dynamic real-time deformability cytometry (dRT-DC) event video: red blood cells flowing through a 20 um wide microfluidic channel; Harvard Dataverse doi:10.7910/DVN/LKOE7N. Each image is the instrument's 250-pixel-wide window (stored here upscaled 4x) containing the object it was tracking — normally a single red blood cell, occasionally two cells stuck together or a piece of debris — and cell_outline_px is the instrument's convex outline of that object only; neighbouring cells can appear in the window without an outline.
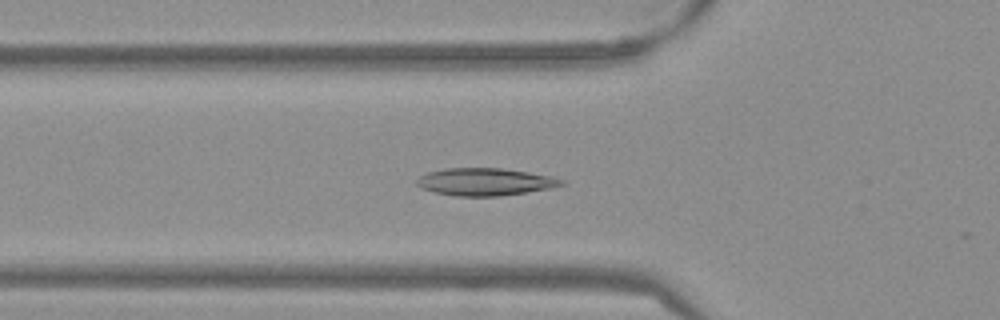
{"species": "Egyptian fruit bat (a non-hibernating species)", "species_latin": "Rousettus aegyptiacus", "temperature_condition": "warm", "stored_images_in_passage": 54, "camera_frame_rate_fps": 3000, "um_per_image_px": 0.085, "frame": {"image": 1, "passage_image": 19, "time_ms": 6.0, "image_size_px": [1000, 320], "cell_outline_px": [[564, 184], [552, 188], [500, 196], [456, 196], [436, 192], [420, 188], [416, 184], [416, 180], [420, 176], [428, 172], [444, 168], [500, 168], [528, 172], [552, 176], [564, 180]], "centroid_in_image_um": [41.23, 15.45], "position_along_channel_um": 84.6, "area_um2": 23.12}}
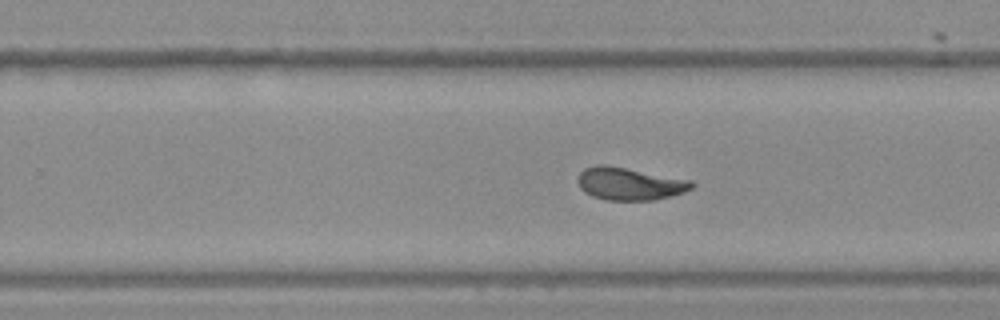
{"frame": {"image": 2, "passage_image": 34, "time_ms": 11.0, "image_size_px": [1000, 320], "cell_outline_px": [[696, 184], [692, 188], [684, 192], [652, 200], [604, 200], [592, 196], [584, 192], [580, 188], [576, 180], [576, 176], [584, 168], [596, 164], [604, 164], [692, 180]], "centroid_in_image_um": [53.46, 15.61], "position_along_channel_um": 276.3, "area_um2": 21.79}}
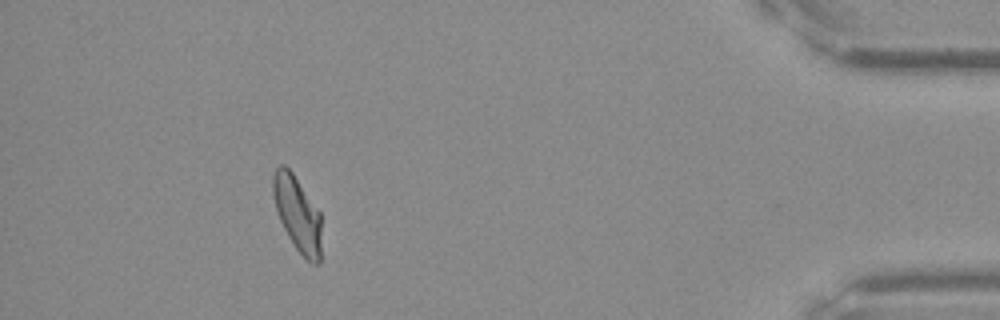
{"frame": {"image": 3, "passage_image": 49, "time_ms": 16.0, "image_size_px": [1000, 320], "cell_outline_px": [[320, 264], [312, 264], [296, 248], [288, 236], [280, 220], [272, 196], [272, 176], [276, 168], [280, 164], [284, 164], [292, 172], [320, 212]], "centroid_in_image_um": [25.26, 18.14], "position_along_channel_um": 409.9, "area_um2": 20.98}, "authors_computed_cell_mechanics": {"area_um2": 21.7906, "velocity_mm_per_s": 3.8205, "shape_relaxation_time_tau1_ms": null, "shape_relaxation_time_tau2_ms": 2.3211, "deformation_change_tau1": null, "deformation_change_tau2": 0.0756}}